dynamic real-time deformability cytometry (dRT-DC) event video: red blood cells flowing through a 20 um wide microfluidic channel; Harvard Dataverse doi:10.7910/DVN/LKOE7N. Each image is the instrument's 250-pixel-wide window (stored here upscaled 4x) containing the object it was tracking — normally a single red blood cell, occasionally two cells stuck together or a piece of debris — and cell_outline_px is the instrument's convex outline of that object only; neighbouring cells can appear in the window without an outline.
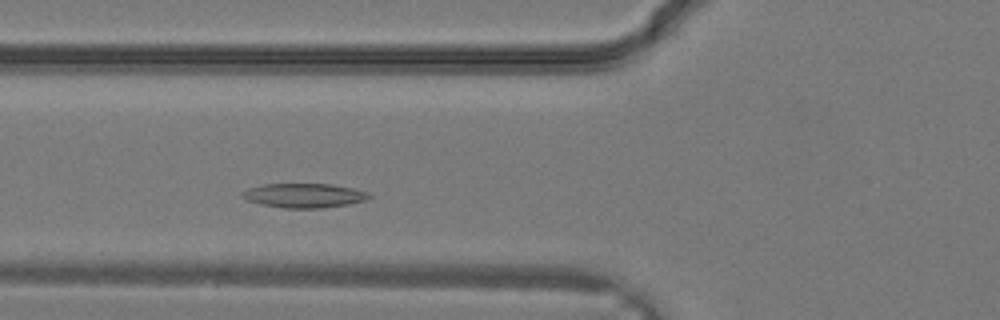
{"species": "common noctule bat (a hibernating species)", "species_latin": "Nyctalus noctula", "temperature_condition": "warm", "stored_images_in_passage": 6, "camera_frame_rate_fps": 3000, "um_per_image_px": 0.085, "animal": {"sex": "male", "body_mass_g": 19.2, "forearm_length_mm": 51.8}, "frame": {"image": 1, "passage_image": 6, "time_ms": 1.667, "image_size_px": [1000, 320], "cell_outline_px": [[372, 196], [364, 200], [348, 204], [324, 208], [284, 208], [260, 204], [248, 200], [240, 196], [248, 188], [264, 184], [332, 184], [356, 188], [368, 192]], "centroid_in_image_um": [25.88, 16.61], "position_along_channel_um": 99.9, "area_um2": 17.98}}